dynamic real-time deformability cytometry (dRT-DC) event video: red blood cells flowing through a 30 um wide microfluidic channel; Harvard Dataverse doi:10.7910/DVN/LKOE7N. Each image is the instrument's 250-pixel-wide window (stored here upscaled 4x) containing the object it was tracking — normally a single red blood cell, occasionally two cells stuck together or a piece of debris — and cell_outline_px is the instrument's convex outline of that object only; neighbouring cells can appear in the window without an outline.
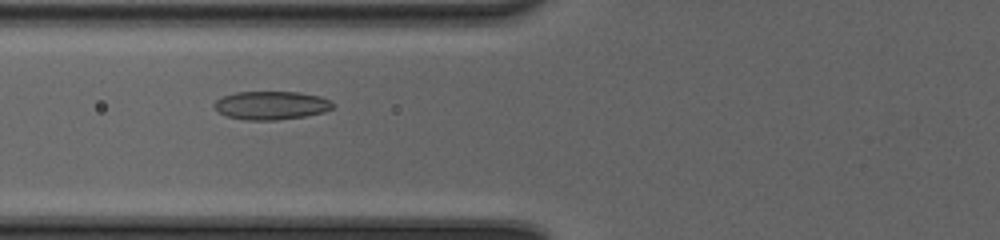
{"species": "common noctule bat (a hibernating species)", "species_latin": "Nyctalus noctula", "temperature_condition": "cold", "stored_images_in_passage": 41, "camera_frame_rate_fps": 3000, "um_per_image_px": 0.085, "animal": {"sex": "female", "body_mass_g": 20.0, "forearm_length_mm": 54.0}, "frame": {"image": 1, "passage_image": 12, "time_ms": 3.667, "image_size_px": [1000, 240], "cell_outline_px": [[332, 108], [324, 112], [304, 116], [276, 120], [244, 120], [228, 116], [220, 112], [212, 104], [216, 100], [224, 96], [236, 92], [300, 92], [320, 96], [328, 100], [332, 104]], "centroid_in_image_um": [23.04, 8.95], "position_along_channel_um": 102.8, "area_um2": 19.42}}
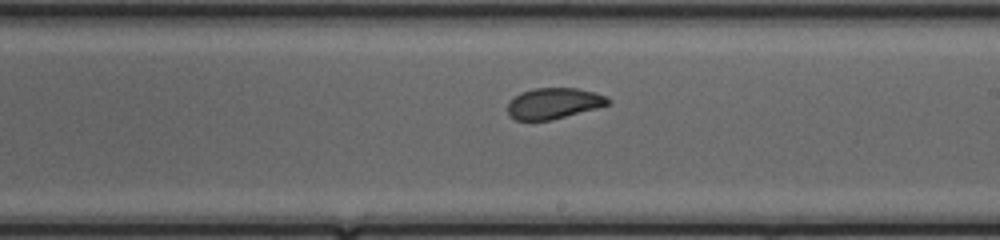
{"frame": {"image": 2, "passage_image": 22, "time_ms": 7.0, "image_size_px": [1000, 240], "cell_outline_px": [[612, 100], [608, 104], [596, 108], [552, 120], [516, 120], [508, 116], [508, 104], [520, 92], [536, 88], [576, 88], [608, 96]], "centroid_in_image_um": [47.07, 8.79], "position_along_channel_um": 241.9, "area_um2": 17.98}}
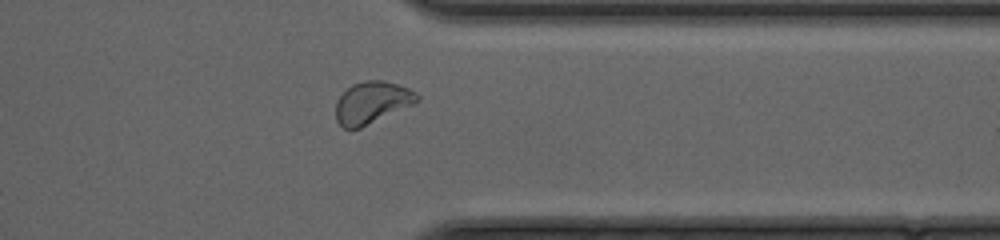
{"frame": {"image": 3, "passage_image": 32, "time_ms": 10.333, "image_size_px": [1000, 240], "cell_outline_px": [[420, 100], [416, 104], [360, 128], [344, 128], [336, 120], [336, 100], [352, 84], [364, 80], [384, 80], [408, 88], [416, 92], [420, 96]], "centroid_in_image_um": [31.65, 8.71], "position_along_channel_um": 379.7, "area_um2": 20.06}, "authors_computed_cell_mechanics": {"area_um2": 19.1318, "velocity_mm_per_s": 4.1709, "shape_relaxation_time_tau1_ms": 3.5284, "shape_relaxation_time_tau2_ms": 0.6922, "deformation_change_tau1": 0.119, "deformation_change_tau2": 0.0418}}